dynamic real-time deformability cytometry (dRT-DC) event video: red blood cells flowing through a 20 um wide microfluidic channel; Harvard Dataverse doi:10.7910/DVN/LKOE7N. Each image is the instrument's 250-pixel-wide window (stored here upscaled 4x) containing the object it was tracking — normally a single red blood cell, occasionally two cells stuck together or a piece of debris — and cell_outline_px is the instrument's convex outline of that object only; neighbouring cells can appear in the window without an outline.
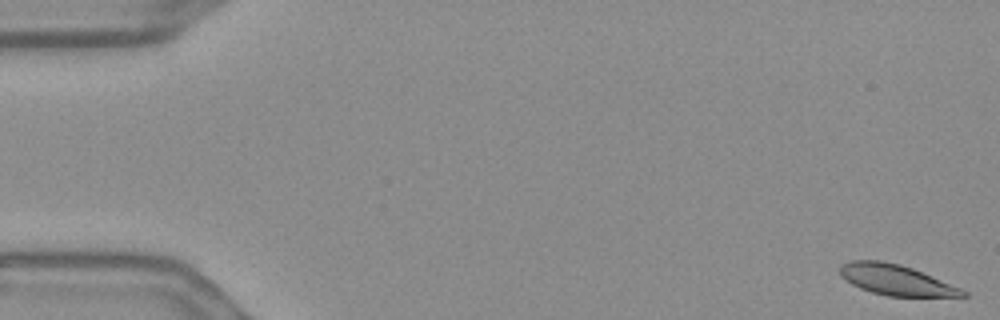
{"species": "Egyptian fruit bat (a non-hibernating species)", "species_latin": "Rousettus aegyptiacus", "temperature_condition": "warm", "stored_images_in_passage": 57, "segment_of_instrument_passage": [1, 2], "camera_frame_rate_fps": 3000, "um_per_image_px": 0.085, "frame": {"image": 1, "passage_image": 1, "time_ms": 0.0, "image_size_px": [1000, 320], "cell_outline_px": [[968, 296], [888, 296], [872, 292], [860, 288], [852, 284], [840, 276], [840, 264], [852, 260], [880, 260], [900, 264], [912, 268], [960, 288], [968, 292]], "centroid_in_image_um": [76.12, 23.78], "position_along_channel_um": 8.9, "area_um2": 21.62}}
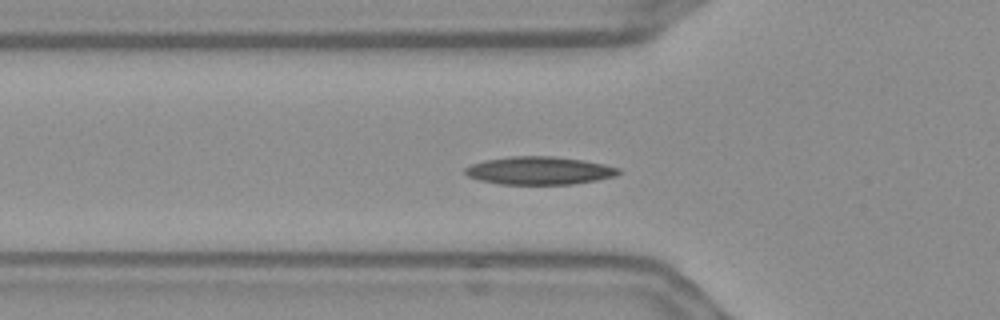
{"frame": {"image": 2, "passage_image": 19, "time_ms": 6.0, "image_size_px": [1000, 320], "cell_outline_px": [[624, 172], [616, 176], [596, 180], [572, 184], [500, 184], [480, 180], [468, 176], [464, 172], [464, 168], [472, 164], [484, 160], [512, 156], [556, 156], [584, 160], [604, 164], [620, 168]], "centroid_in_image_um": [45.88, 14.49], "position_along_channel_um": 79.9, "area_um2": 25.14}}
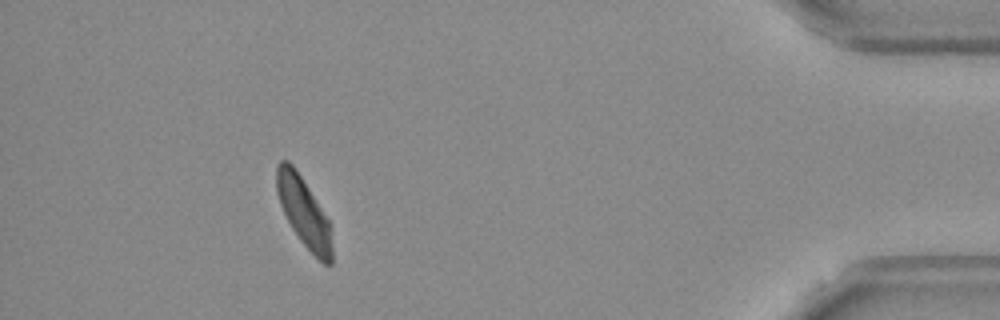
{"frame": {"image": 3, "passage_image": 51, "time_ms": 16.667, "image_size_px": [1000, 320], "cell_outline_px": [[332, 264], [324, 264], [300, 240], [292, 228], [280, 204], [276, 192], [276, 164], [280, 160], [288, 160], [292, 164], [300, 176], [328, 220], [332, 244]], "centroid_in_image_um": [25.79, 18.01], "position_along_channel_um": 409.4, "area_um2": 21.73}}